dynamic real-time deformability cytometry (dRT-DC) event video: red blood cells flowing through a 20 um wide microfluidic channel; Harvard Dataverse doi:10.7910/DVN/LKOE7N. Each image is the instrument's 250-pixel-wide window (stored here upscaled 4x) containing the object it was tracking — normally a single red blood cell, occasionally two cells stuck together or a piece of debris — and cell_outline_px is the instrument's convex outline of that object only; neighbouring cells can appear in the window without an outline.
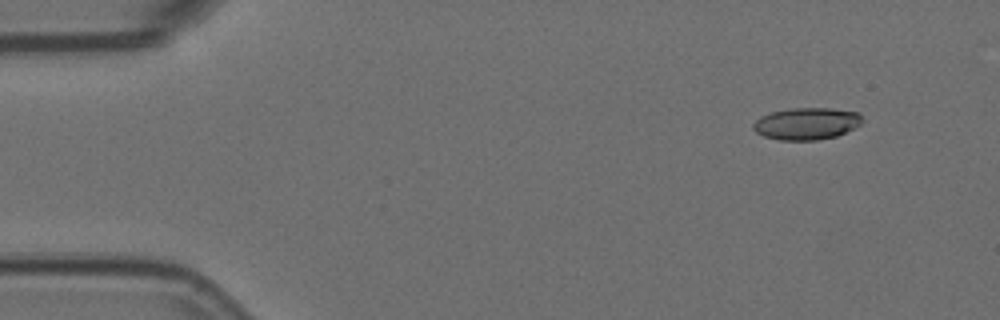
{"species": "Egyptian fruit bat (a non-hibernating species)", "species_latin": "Rousettus aegyptiacus", "temperature_condition": "room temperature", "stored_images_in_passage": 4, "camera_frame_rate_fps": 3000, "um_per_image_px": 0.085, "animal": {"sex": "female"}, "frame": {"image": 1, "passage_image": 1, "time_ms": 0.0, "image_size_px": [1000, 320], "cell_outline_px": [[864, 120], [860, 124], [836, 136], [816, 140], [780, 140], [764, 136], [756, 132], [752, 128], [752, 124], [760, 116], [772, 112], [788, 108], [832, 108], [860, 112]], "centroid_in_image_um": [68.55, 10.49], "position_along_channel_um": 16.4, "area_um2": 20.4}}
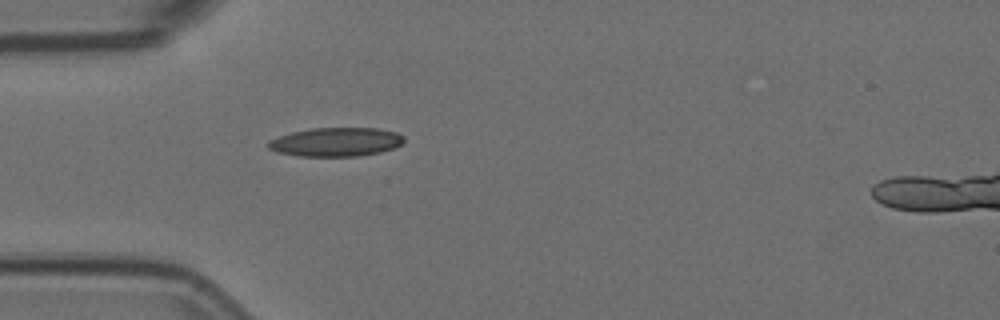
{"frame": {"image": 2, "passage_image": 4, "time_ms": 1.0, "image_size_px": [1000, 320], "cell_outline_px": [[404, 140], [396, 148], [380, 152], [360, 156], [300, 156], [276, 152], [268, 148], [268, 140], [292, 132], [308, 128], [376, 128], [396, 132], [404, 136]], "centroid_in_image_um": [28.56, 12.07], "position_along_channel_um": 56.4, "area_um2": 22.89}}